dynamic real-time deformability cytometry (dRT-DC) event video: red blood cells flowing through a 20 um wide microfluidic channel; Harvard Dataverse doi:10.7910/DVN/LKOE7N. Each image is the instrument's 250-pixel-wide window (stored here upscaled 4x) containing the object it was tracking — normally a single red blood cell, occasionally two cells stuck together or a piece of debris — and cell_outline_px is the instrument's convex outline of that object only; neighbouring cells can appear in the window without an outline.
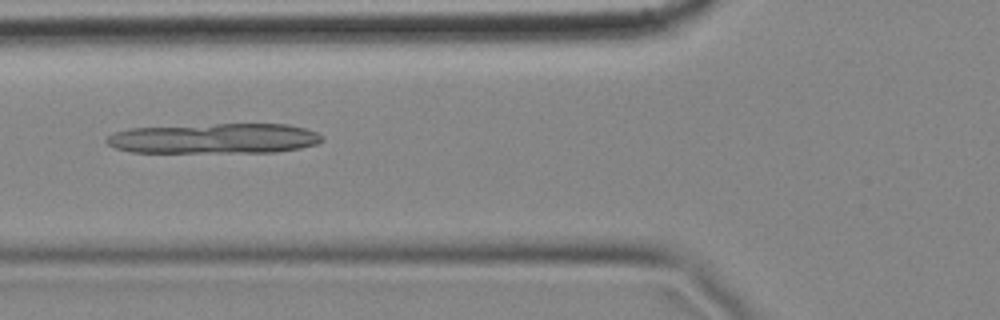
{"species": "common noctule bat (a hibernating species)", "species_latin": "Nyctalus noctula", "temperature_condition": "cold", "stored_images_in_passage": 8, "camera_frame_rate_fps": 3000, "um_per_image_px": 0.085, "animal": {"sex": "female", "body_mass_g": 18.4}, "frame": {"image": 1, "passage_image": 5, "time_ms": 1.333, "image_size_px": [1000, 320], "cell_outline_px": [[324, 140], [316, 144], [300, 148], [276, 152], [132, 152], [116, 148], [108, 144], [104, 140], [108, 136], [116, 132], [128, 128], [216, 124], [288, 124], [304, 128], [316, 132], [324, 136]], "centroid_in_image_um": [18.25, 11.77], "position_along_channel_um": 107.6, "area_um2": 37.92}}
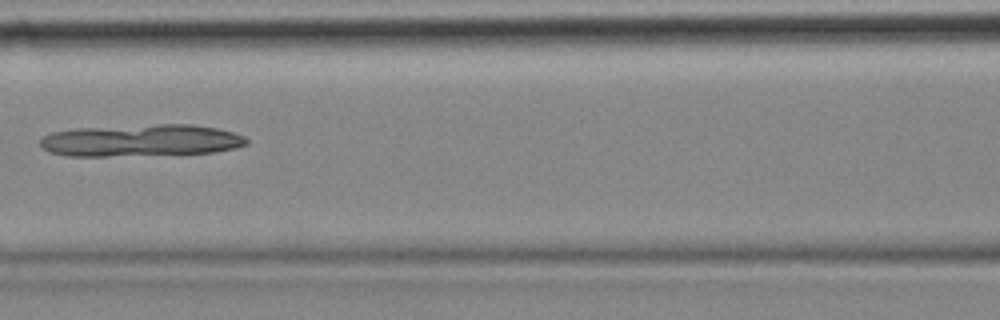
{"frame": {"image": 2, "passage_image": 6, "time_ms": 1.667, "image_size_px": [1000, 320], "cell_outline_px": [[248, 144], [236, 148], [216, 152], [108, 156], [68, 156], [48, 152], [40, 144], [40, 140], [44, 136], [52, 132], [76, 128], [160, 124], [192, 124], [216, 128], [232, 132], [244, 136], [248, 140]], "centroid_in_image_um": [11.99, 11.93], "position_along_channel_um": 154.6, "area_um2": 38.49}}
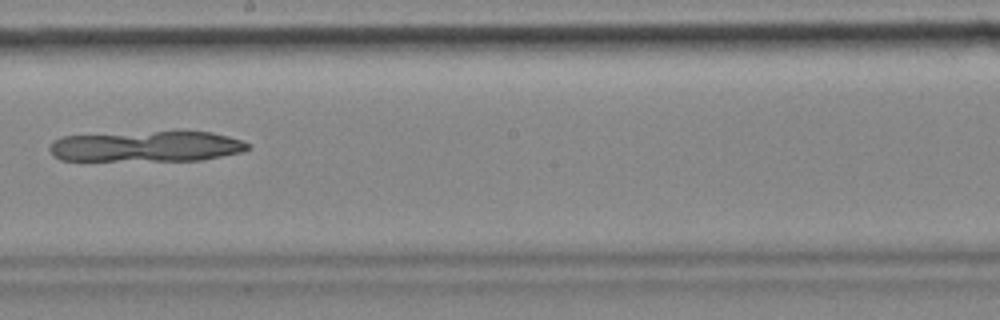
{"frame": {"image": 3, "passage_image": 8, "time_ms": 2.333, "image_size_px": [1000, 320], "cell_outline_px": [[252, 148], [244, 152], [200, 160], [60, 160], [52, 156], [48, 148], [52, 140], [60, 136], [176, 128], [180, 128], [212, 132], [228, 136], [252, 144]], "centroid_in_image_um": [12.49, 12.38], "position_along_channel_um": 235.7, "area_um2": 37.34}}